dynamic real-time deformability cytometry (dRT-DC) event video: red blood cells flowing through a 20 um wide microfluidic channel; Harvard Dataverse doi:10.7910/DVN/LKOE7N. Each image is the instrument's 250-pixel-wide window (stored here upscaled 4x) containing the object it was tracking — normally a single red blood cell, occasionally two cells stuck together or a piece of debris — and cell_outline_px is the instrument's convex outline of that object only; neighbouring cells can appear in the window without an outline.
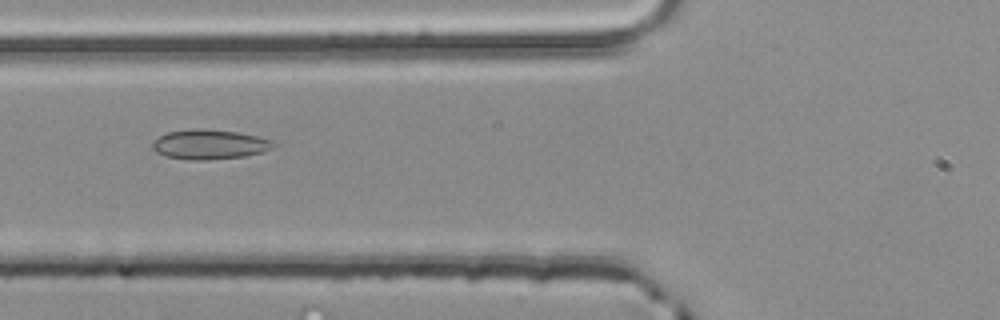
{"species": "common noctule bat (a hibernating species)", "species_latin": "Nyctalus noctula", "temperature_condition": "room temperature", "stored_images_in_passage": 4, "camera_frame_rate_fps": 3000, "um_per_image_px": 0.085, "animal": {"sex": "male", "body_mass_g": 20.4}, "frame": {"image": 1, "passage_image": 4, "time_ms": 1.0, "image_size_px": [1000, 320], "cell_outline_px": [[276, 144], [272, 148], [260, 152], [244, 156], [208, 160], [188, 160], [164, 156], [156, 152], [152, 148], [152, 144], [160, 136], [168, 132], [196, 128], [236, 132], [256, 136], [272, 140]], "centroid_in_image_um": [17.79, 12.28], "position_along_channel_um": 108.0, "area_um2": 20.75}}